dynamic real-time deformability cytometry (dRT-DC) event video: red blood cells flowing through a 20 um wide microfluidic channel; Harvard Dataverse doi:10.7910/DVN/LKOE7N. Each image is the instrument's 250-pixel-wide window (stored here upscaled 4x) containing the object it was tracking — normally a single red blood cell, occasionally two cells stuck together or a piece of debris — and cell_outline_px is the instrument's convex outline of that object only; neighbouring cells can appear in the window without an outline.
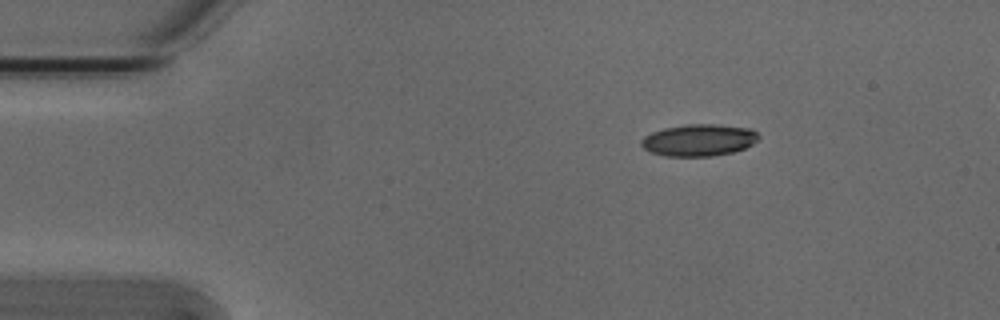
{"species": "Egyptian fruit bat (a non-hibernating species)", "species_latin": "Rousettus aegyptiacus", "temperature_condition": "cold", "stored_images_in_passage": 47, "segment_of_instrument_passage": [1, 2], "camera_frame_rate_fps": 3000, "um_per_image_px": 0.085, "animal": {"sex": "male"}, "frame": {"image": 1, "passage_image": 1, "time_ms": 0.0, "image_size_px": [1000, 320], "cell_outline_px": [[760, 136], [752, 144], [744, 148], [732, 152], [712, 156], [664, 156], [652, 152], [644, 148], [640, 144], [640, 140], [644, 136], [652, 132], [664, 128], [684, 124], [716, 124], [748, 128], [756, 132]], "centroid_in_image_um": [59.37, 11.9], "position_along_channel_um": 25.6, "area_um2": 21.73}}
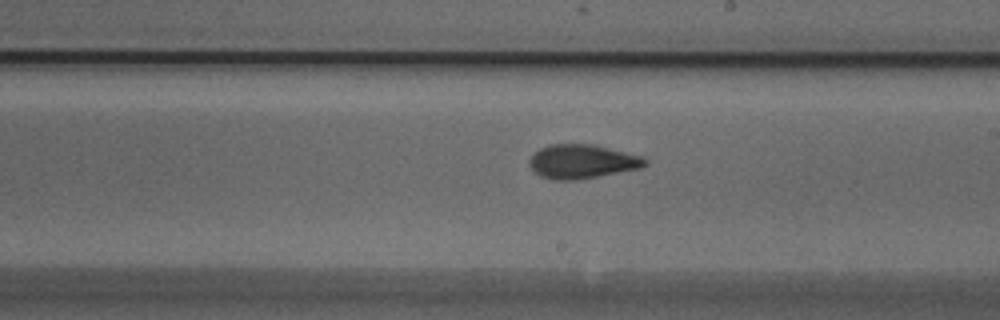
{"frame": {"image": 2, "passage_image": 23, "time_ms": 7.333, "image_size_px": [1000, 320], "cell_outline_px": [[648, 164], [640, 168], [596, 176], [572, 180], [552, 180], [540, 176], [528, 164], [532, 156], [540, 148], [548, 144], [592, 144], [640, 156], [648, 160]], "centroid_in_image_um": [49.45, 13.72], "position_along_channel_um": 239.5, "area_um2": 22.54}}
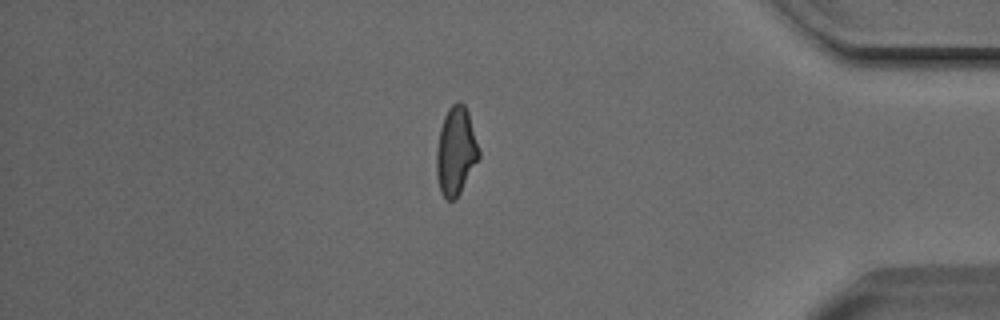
{"frame": {"image": 3, "passage_image": 38, "time_ms": 12.333, "image_size_px": [1000, 320], "cell_outline_px": [[480, 156], [460, 192], [452, 200], [448, 200], [440, 192], [436, 176], [436, 152], [440, 128], [444, 116], [448, 108], [456, 100], [460, 100], [464, 104], [468, 112], [480, 152]], "centroid_in_image_um": [38.73, 12.81], "position_along_channel_um": 396.5, "area_um2": 21.68}}